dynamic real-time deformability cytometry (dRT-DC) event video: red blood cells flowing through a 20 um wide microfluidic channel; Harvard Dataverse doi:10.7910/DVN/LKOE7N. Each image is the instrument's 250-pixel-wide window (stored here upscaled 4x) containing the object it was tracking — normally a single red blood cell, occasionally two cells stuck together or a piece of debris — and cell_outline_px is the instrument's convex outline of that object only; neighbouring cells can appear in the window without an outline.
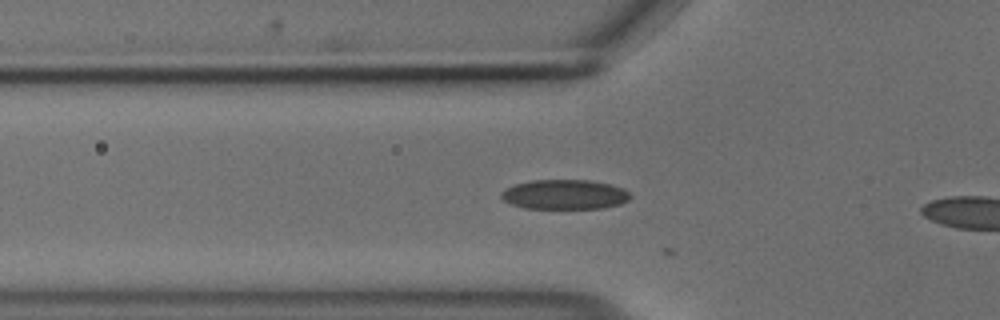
{"species": "common noctule bat (a hibernating species)", "species_latin": "Nyctalus noctula", "temperature_condition": "cold", "stored_images_in_passage": 13, "camera_frame_rate_fps": 3000, "um_per_image_px": 0.085, "animal": {"sex": "male", "body_mass_g": 18.8}, "frame": {"image": 1, "passage_image": 11, "time_ms": 3.333, "image_size_px": [1000, 320], "cell_outline_px": [[632, 196], [628, 200], [620, 204], [604, 208], [524, 208], [512, 204], [504, 200], [500, 196], [500, 192], [516, 184], [532, 180], [588, 180], [608, 184], [624, 188]], "centroid_in_image_um": [48.01, 16.53], "position_along_channel_um": 77.8, "area_um2": 22.2}}